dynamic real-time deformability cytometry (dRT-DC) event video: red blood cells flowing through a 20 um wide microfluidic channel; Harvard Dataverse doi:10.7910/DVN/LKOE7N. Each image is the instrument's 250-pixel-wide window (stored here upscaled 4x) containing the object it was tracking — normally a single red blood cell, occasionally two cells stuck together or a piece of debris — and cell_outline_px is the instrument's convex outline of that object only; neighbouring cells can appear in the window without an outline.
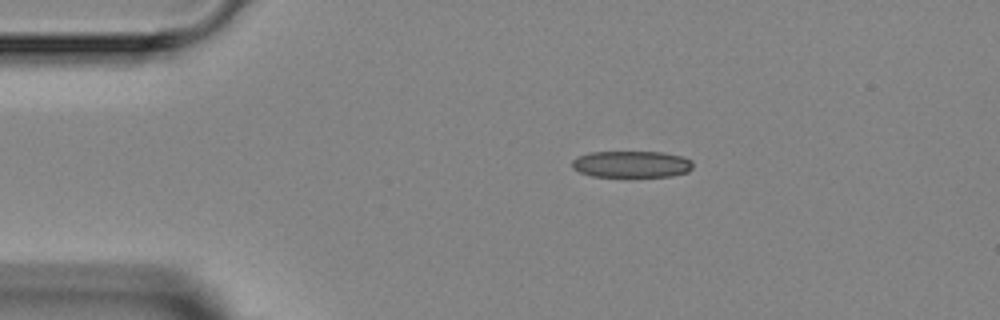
{"species": "Egyptian fruit bat (a non-hibernating species)", "species_latin": "Rousettus aegyptiacus", "temperature_condition": "room temperature", "stored_images_in_passage": 3, "camera_frame_rate_fps": 3000, "um_per_image_px": 0.085, "animal": {"sex": "female"}, "frame": {"image": 1, "passage_image": 2, "time_ms": 1.0, "image_size_px": [1000, 320], "cell_outline_px": [[692, 168], [688, 172], [672, 176], [628, 180], [592, 176], [580, 172], [572, 168], [572, 160], [576, 156], [588, 152], [664, 152], [680, 156], [692, 160]], "centroid_in_image_um": [53.66, 14.01], "position_along_channel_um": 31.3, "area_um2": 19.94}}